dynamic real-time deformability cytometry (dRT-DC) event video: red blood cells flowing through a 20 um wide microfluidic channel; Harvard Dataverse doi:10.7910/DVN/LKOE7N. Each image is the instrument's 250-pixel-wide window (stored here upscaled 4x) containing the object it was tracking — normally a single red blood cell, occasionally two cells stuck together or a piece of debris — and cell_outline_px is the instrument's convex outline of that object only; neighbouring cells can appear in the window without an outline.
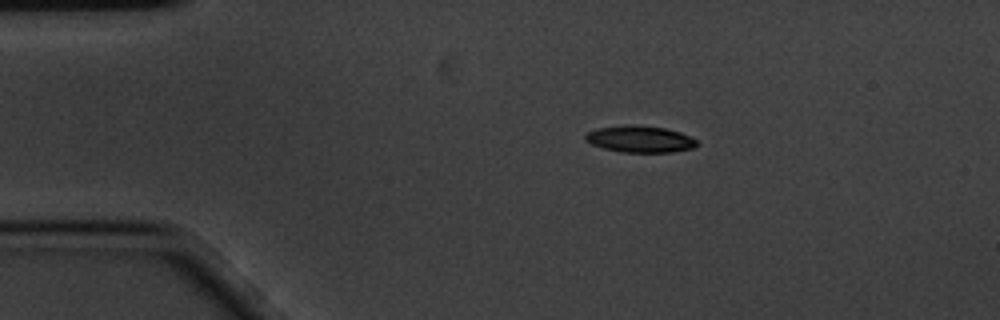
{"species": "common noctule bat (a hibernating species)", "species_latin": "Nyctalus noctula", "temperature_condition": "cold", "stored_images_in_passage": 5, "camera_frame_rate_fps": 3000, "um_per_image_px": 0.085, "animal": {"sex": "male", "body_mass_g": 20.1, "forearm_length_mm": 53.5}, "frame": {"image": 1, "passage_image": 1, "time_ms": 0.0, "image_size_px": [1000, 320], "cell_outline_px": [[700, 144], [692, 148], [672, 152], [620, 152], [604, 148], [592, 144], [584, 140], [584, 136], [588, 132], [596, 128], [624, 124], [664, 128], [680, 132], [696, 140]], "centroid_in_image_um": [54.37, 11.82], "position_along_channel_um": 30.6, "area_um2": 17.28}}
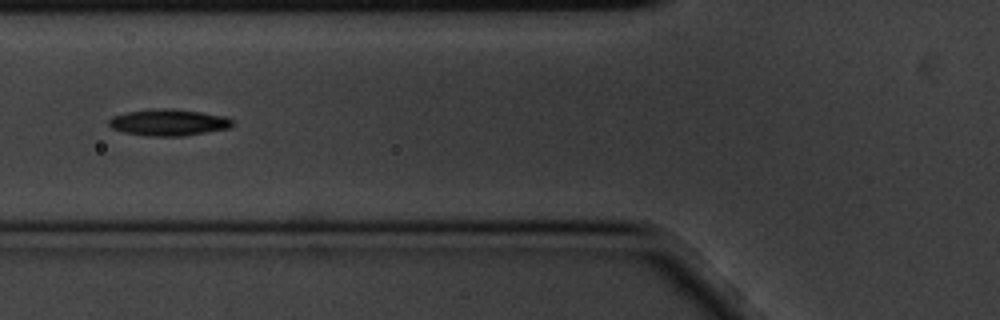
{"frame": {"image": 2, "passage_image": 4, "time_ms": 1.0, "image_size_px": [1000, 320], "cell_outline_px": [[232, 124], [228, 128], [184, 136], [148, 136], [124, 132], [112, 128], [108, 124], [108, 120], [112, 116], [124, 112], [156, 108], [172, 108], [200, 112], [224, 116], [232, 120]], "centroid_in_image_um": [14.27, 10.4], "position_along_channel_um": 111.5, "area_um2": 19.07}}
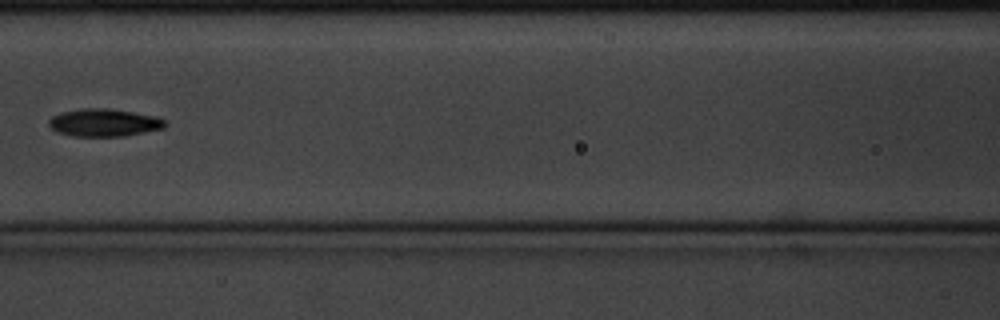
{"frame": {"image": 3, "passage_image": 5, "time_ms": 1.333, "image_size_px": [1000, 320], "cell_outline_px": [[168, 124], [164, 128], [124, 136], [72, 136], [56, 132], [48, 124], [48, 120], [52, 116], [60, 112], [80, 108], [108, 108], [160, 116]], "centroid_in_image_um": [8.85, 10.41], "position_along_channel_um": 157.7, "area_um2": 19.02}}